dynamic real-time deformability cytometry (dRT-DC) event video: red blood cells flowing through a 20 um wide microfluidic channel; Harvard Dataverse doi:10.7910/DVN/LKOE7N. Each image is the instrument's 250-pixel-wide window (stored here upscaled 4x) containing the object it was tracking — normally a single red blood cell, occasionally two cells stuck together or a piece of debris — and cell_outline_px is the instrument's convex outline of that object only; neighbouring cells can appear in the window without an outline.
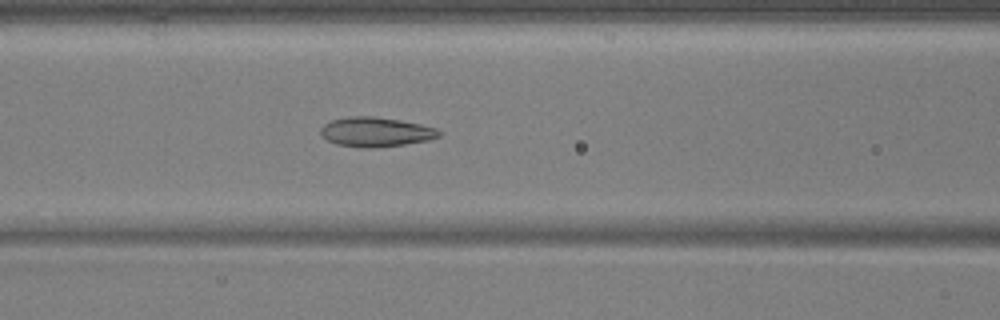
{"species": "common noctule bat (a hibernating species)", "species_latin": "Nyctalus noctula", "temperature_condition": "warm", "stored_images_in_passage": 54, "camera_frame_rate_fps": 3000, "um_per_image_px": 0.085, "animal": {"sex": "male", "body_mass_g": 17.9, "forearm_length_mm": 54.2}, "frame": {"image": 1, "passage_image": 23, "time_ms": 7.333, "image_size_px": [1000, 320], "cell_outline_px": [[440, 136], [428, 140], [404, 144], [376, 148], [360, 148], [336, 144], [320, 136], [320, 128], [324, 124], [332, 120], [348, 116], [372, 116], [400, 120], [420, 124], [436, 128], [440, 132]], "centroid_in_image_um": [31.9, 11.22], "position_along_channel_um": 134.7, "area_um2": 20.46}}
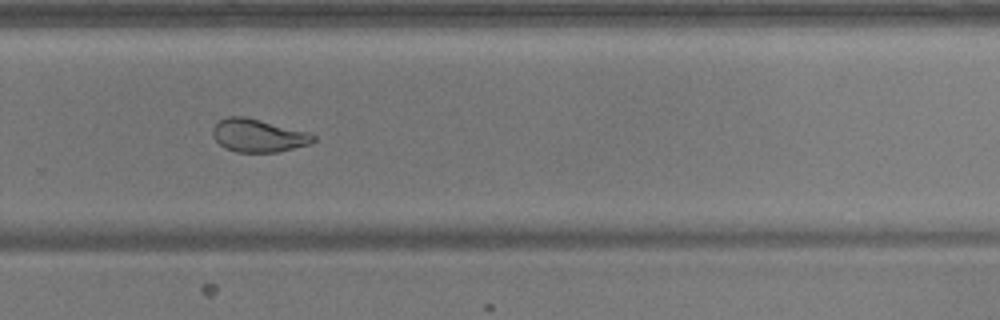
{"frame": {"image": 2, "passage_image": 37, "time_ms": 12.0, "image_size_px": [1000, 320], "cell_outline_px": [[316, 140], [312, 144], [280, 152], [236, 152], [224, 148], [212, 136], [212, 128], [220, 120], [228, 116], [244, 116], [308, 132], [316, 136]], "centroid_in_image_um": [21.97, 11.53], "position_along_channel_um": 307.8, "area_um2": 19.48}}
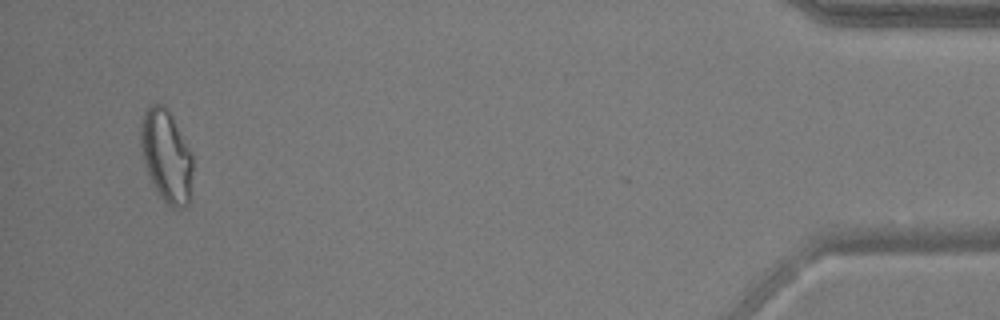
{"frame": {"image": 3, "passage_image": 52, "time_ms": 17.0, "image_size_px": [1000, 320], "cell_outline_px": [[192, 168], [188, 204], [184, 208], [172, 208], [156, 192], [152, 184], [144, 164], [140, 144], [140, 128], [144, 112], [152, 104], [164, 104], [168, 108], [192, 152]], "centroid_in_image_um": [14.13, 13.25], "position_along_channel_um": 421.1, "area_um2": 28.09}, "authors_computed_cell_mechanics": {"area_um2": 22.3686, "velocity_mm_per_s": 3.7253, "shape_relaxation_time_tau1_ms": 4.974, "shape_relaxation_time_tau2_ms": 1.4505, "deformation_change_tau1": 0.147, "deformation_change_tau2": 0.0674}}